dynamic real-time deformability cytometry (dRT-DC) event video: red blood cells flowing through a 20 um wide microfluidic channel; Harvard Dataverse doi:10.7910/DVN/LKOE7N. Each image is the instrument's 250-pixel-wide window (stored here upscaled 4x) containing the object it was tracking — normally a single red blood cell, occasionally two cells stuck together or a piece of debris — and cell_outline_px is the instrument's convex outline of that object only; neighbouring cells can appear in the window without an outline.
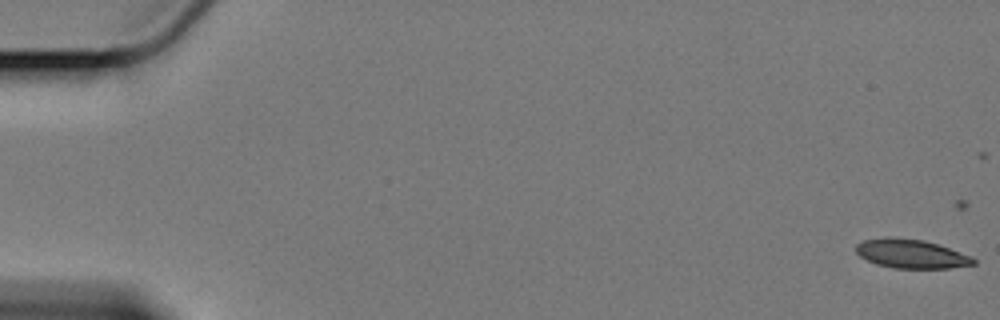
{"species": "Egyptian fruit bat (a non-hibernating species)", "species_latin": "Rousettus aegyptiacus", "temperature_condition": "cold", "stored_images_in_passage": 19, "camera_frame_rate_fps": 3000, "um_per_image_px": 0.085, "animal": {"sex": "female"}, "frame": {"image": 1, "passage_image": 1, "time_ms": 0.0, "image_size_px": [1000, 320], "cell_outline_px": [[976, 264], [948, 268], [896, 268], [876, 264], [860, 256], [856, 252], [856, 244], [864, 240], [924, 240], [972, 256], [976, 260]], "centroid_in_image_um": [77.52, 21.62], "position_along_channel_um": 7.5, "area_um2": 18.84}}